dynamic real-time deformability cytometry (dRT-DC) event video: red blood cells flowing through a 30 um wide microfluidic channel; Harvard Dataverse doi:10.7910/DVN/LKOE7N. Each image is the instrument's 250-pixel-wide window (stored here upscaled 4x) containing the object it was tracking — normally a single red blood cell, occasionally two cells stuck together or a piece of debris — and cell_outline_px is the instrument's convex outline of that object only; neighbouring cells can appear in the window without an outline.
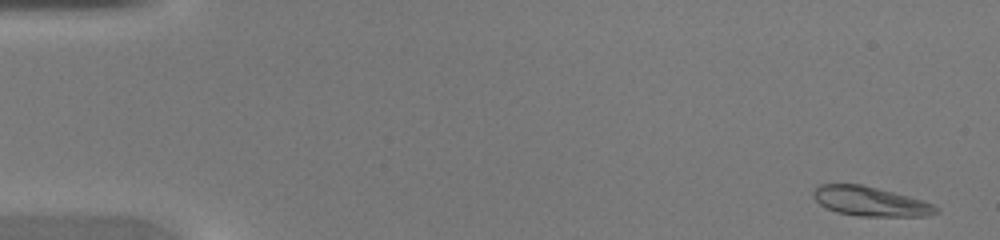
{"species": "common noctule bat (a hibernating species)", "species_latin": "Nyctalus noctula", "temperature_condition": "warm", "stored_images_in_passage": 45, "camera_frame_rate_fps": 3000, "um_per_image_px": 0.085, "animal": {"sex": "female", "body_mass_g": 20.0, "forearm_length_mm": 54.0}, "frame": {"image": 1, "passage_image": 2, "time_ms": 0.333, "image_size_px": [1000, 240], "cell_outline_px": [[940, 212], [924, 216], [856, 216], [836, 212], [820, 204], [812, 196], [812, 192], [820, 184], [860, 184], [908, 196], [932, 204], [940, 208]], "centroid_in_image_um": [73.96, 17.12], "position_along_channel_um": 11.0, "area_um2": 20.87}}
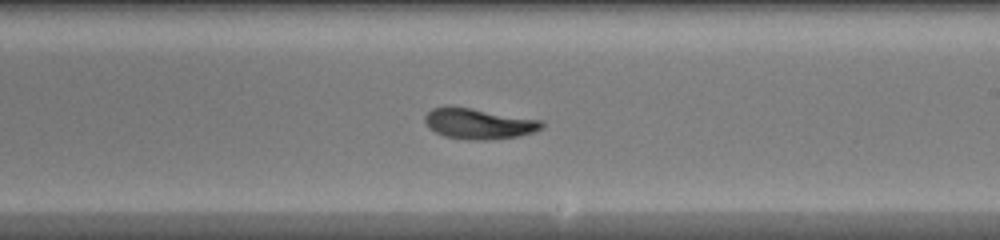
{"frame": {"image": 2, "passage_image": 27, "time_ms": 8.667, "image_size_px": [1000, 240], "cell_outline_px": [[544, 128], [520, 136], [484, 140], [472, 140], [444, 136], [428, 128], [424, 120], [424, 116], [432, 108], [448, 104], [544, 120]], "centroid_in_image_um": [40.68, 10.49], "position_along_channel_um": 248.3, "area_um2": 21.27}}
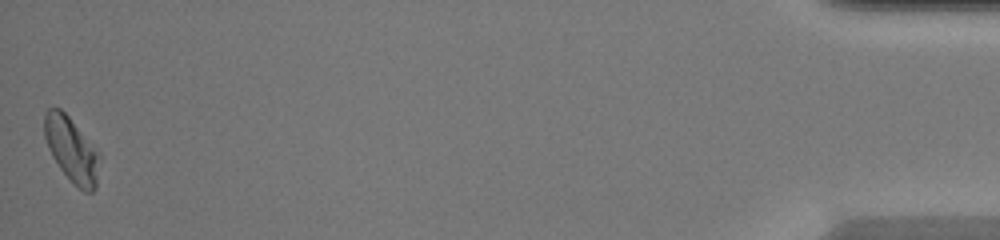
{"frame": {"image": 3, "passage_image": 45, "time_ms": 14.667, "image_size_px": [1000, 240], "cell_outline_px": [[100, 156], [96, 188], [92, 192], [84, 192], [60, 168], [52, 156], [44, 136], [44, 116], [48, 108], [60, 108], [68, 116], [100, 152]], "centroid_in_image_um": [6.1, 12.7], "position_along_channel_um": 429.1, "area_um2": 20.52}}